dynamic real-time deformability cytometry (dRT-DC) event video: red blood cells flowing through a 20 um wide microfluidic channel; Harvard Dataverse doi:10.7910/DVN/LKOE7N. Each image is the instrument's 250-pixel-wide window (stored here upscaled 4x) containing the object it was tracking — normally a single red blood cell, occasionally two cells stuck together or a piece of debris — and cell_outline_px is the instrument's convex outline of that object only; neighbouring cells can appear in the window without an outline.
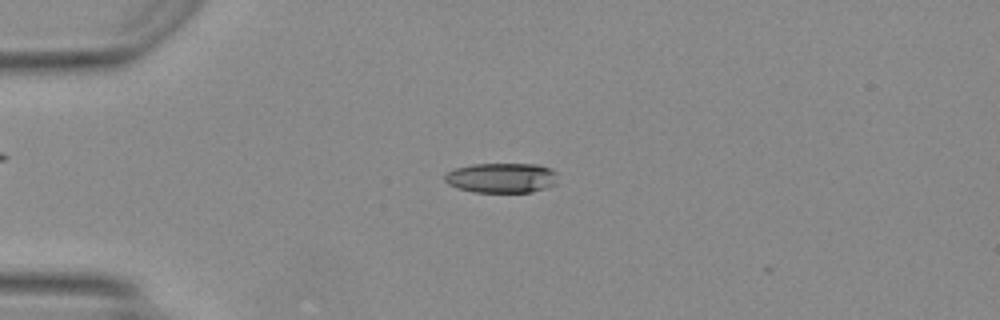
{"species": "Egyptian fruit bat (a non-hibernating species)", "species_latin": "Rousettus aegyptiacus", "temperature_condition": "warm", "stored_images_in_passage": 38, "camera_frame_rate_fps": 3000, "um_per_image_px": 0.085, "animal": {"sex": "female"}, "frame": {"image": 1, "passage_image": 2, "time_ms": 0.333, "image_size_px": [1000, 320], "cell_outline_px": [[556, 184], [548, 188], [532, 192], [476, 192], [460, 188], [448, 184], [444, 180], [444, 176], [448, 172], [456, 168], [472, 164], [540, 164], [552, 168], [556, 172]], "centroid_in_image_um": [42.69, 15.11], "position_along_channel_um": 42.3, "area_um2": 19.83}}
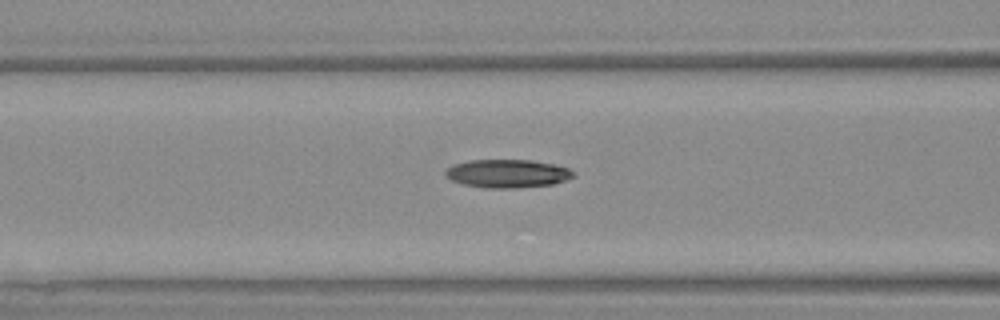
{"frame": {"image": 2, "passage_image": 10, "time_ms": 3.0, "image_size_px": [1000, 320], "cell_outline_px": [[576, 176], [552, 184], [512, 188], [488, 188], [464, 184], [452, 180], [444, 176], [444, 172], [448, 168], [456, 164], [468, 160], [532, 160], [552, 164], [568, 168], [576, 172]], "centroid_in_image_um": [43.14, 14.75], "position_along_channel_um": 123.5, "area_um2": 20.92}}
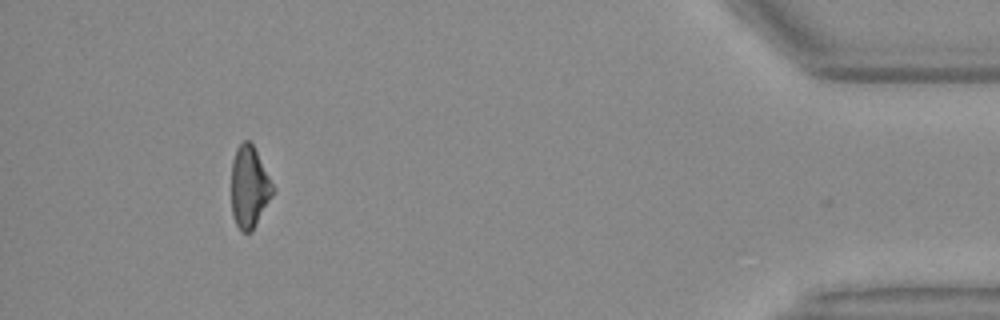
{"frame": {"image": 3, "passage_image": 35, "time_ms": 11.333, "image_size_px": [1000, 320], "cell_outline_px": [[276, 188], [252, 232], [240, 232], [232, 216], [232, 160], [236, 148], [244, 140], [248, 140], [252, 144]], "centroid_in_image_um": [21.19, 15.92], "position_along_channel_um": 414.0, "area_um2": 19.77}, "authors_computed_cell_mechanics": {"area_um2": 20.6924, "velocity_mm_per_s": 4.215, "shape_relaxation_time_tau1_ms": 6.3842, "shape_relaxation_time_tau2_ms": 3.4047, "deformation_change_tau1": 0.2054, "deformation_change_tau2": 0.1155}}